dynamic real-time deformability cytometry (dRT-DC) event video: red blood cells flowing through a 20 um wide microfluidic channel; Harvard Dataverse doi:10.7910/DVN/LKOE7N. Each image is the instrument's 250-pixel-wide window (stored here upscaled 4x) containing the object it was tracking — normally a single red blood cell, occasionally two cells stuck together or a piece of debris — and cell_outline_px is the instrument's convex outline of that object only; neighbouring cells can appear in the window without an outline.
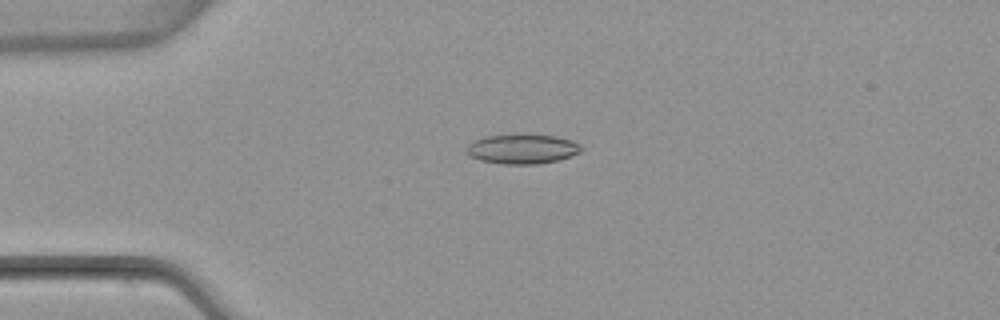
{"species": "common noctule bat (a hibernating species)", "species_latin": "Nyctalus noctula", "temperature_condition": "warm", "stored_images_in_passage": 3, "camera_frame_rate_fps": 3000, "um_per_image_px": 0.085, "animal": {"sex": "female", "body_mass_g": 22.7, "forearm_length_mm": 54.2}, "frame": {"image": 1, "passage_image": 2, "time_ms": 2.0, "image_size_px": [1000, 320], "cell_outline_px": [[580, 152], [572, 156], [560, 160], [540, 164], [504, 164], [480, 160], [464, 152], [464, 148], [468, 144], [484, 136], [556, 136], [572, 140], [580, 144]], "centroid_in_image_um": [44.39, 12.69], "position_along_channel_um": 40.6, "area_um2": 19.48}}